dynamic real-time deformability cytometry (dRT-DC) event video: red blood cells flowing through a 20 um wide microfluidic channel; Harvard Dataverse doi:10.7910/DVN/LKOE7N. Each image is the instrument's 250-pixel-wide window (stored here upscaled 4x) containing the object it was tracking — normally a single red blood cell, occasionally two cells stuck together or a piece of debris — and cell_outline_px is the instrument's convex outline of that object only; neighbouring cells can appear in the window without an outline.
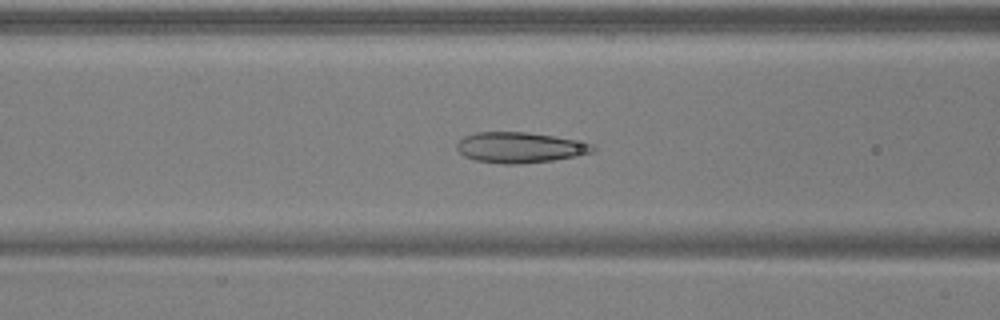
{"species": "common noctule bat (a hibernating species)", "species_latin": "Nyctalus noctula", "temperature_condition": "warm", "stored_images_in_passage": 51, "camera_frame_rate_fps": 3000, "um_per_image_px": 0.085, "animal": {"sex": "male", "body_mass_g": 17.9, "forearm_length_mm": 54.2}, "frame": {"image": 1, "passage_image": 20, "time_ms": 6.333, "image_size_px": [1000, 320], "cell_outline_px": [[596, 152], [576, 156], [552, 160], [520, 164], [500, 164], [476, 160], [464, 156], [456, 148], [456, 144], [464, 136], [476, 132], [528, 132], [552, 136], [592, 144], [596, 148]], "centroid_in_image_um": [44.17, 12.54], "position_along_channel_um": 122.4, "area_um2": 24.16}}
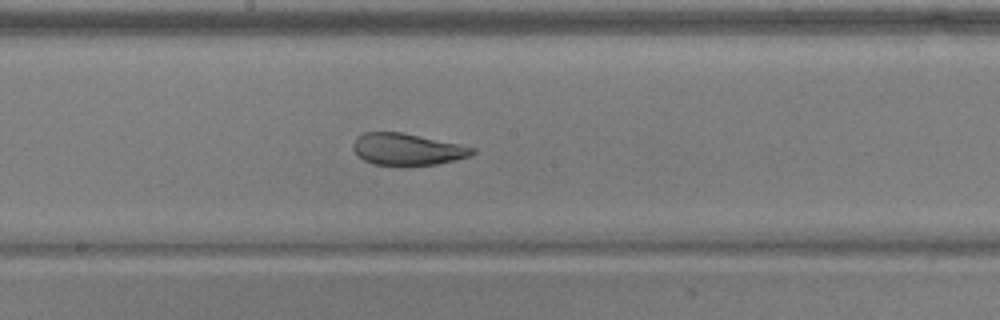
{"frame": {"image": 2, "passage_image": 27, "time_ms": 8.667, "image_size_px": [1000, 320], "cell_outline_px": [[476, 152], [468, 156], [456, 160], [436, 164], [372, 164], [364, 160], [352, 148], [352, 144], [356, 136], [364, 132], [404, 132], [460, 144], [476, 148]], "centroid_in_image_um": [34.62, 12.66], "position_along_channel_um": 213.6, "area_um2": 21.91}}
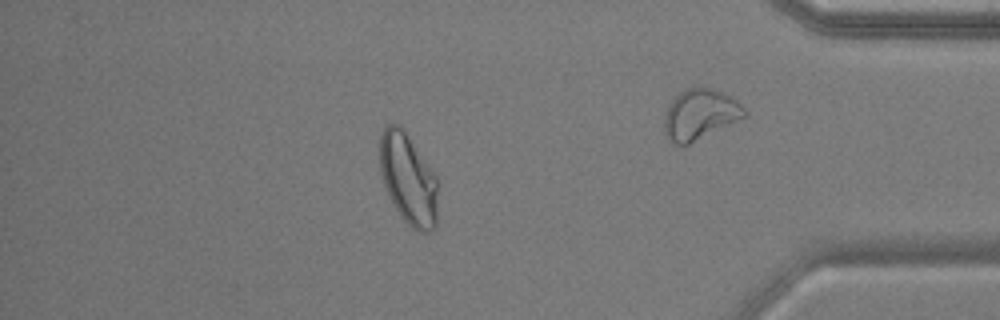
{"frame": {"image": 3, "passage_image": 44, "time_ms": 14.333, "image_size_px": [1000, 320], "cell_outline_px": [[436, 228], [428, 232], [420, 232], [412, 228], [400, 216], [384, 184], [380, 172], [380, 136], [384, 128], [388, 124], [400, 124], [404, 128], [436, 176]], "centroid_in_image_um": [34.69, 15.19], "position_along_channel_um": 400.5, "area_um2": 30.52}, "authors_computed_cell_mechanics": {"area_um2": 27.2238, "velocity_mm_per_s": 3.9121, "shape_relaxation_time_tau1_ms": 6.0132, "shape_relaxation_time_tau2_ms": 0.8874, "deformation_change_tau1": 0.1777, "deformation_change_tau2": 0.0672}}